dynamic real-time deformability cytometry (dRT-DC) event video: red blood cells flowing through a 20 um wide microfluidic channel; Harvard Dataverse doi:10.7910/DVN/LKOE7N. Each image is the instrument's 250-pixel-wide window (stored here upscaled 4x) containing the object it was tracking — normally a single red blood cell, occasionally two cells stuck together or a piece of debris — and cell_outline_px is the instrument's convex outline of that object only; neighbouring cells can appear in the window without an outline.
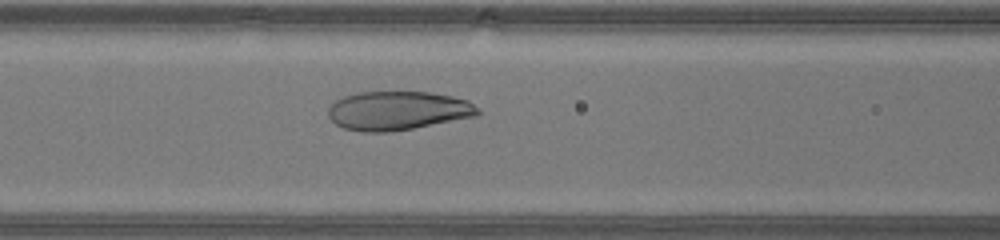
{"species": "human", "species_latin": "Homo sapiens", "temperature_condition": "warm", "stored_images_in_passage": 42, "camera_frame_rate_fps": 3000, "um_per_image_px": 0.085, "donor": {"sex": "male"}, "frame": {"image": 1, "passage_image": 16, "time_ms": 5.0, "image_size_px": [1000, 240], "cell_outline_px": [[480, 112], [476, 116], [392, 132], [364, 132], [344, 128], [336, 124], [328, 116], [328, 108], [336, 100], [344, 96], [356, 92], [432, 92], [452, 96], [468, 100]], "centroid_in_image_um": [33.79, 9.4], "position_along_channel_um": 132.8, "area_um2": 33.81}}
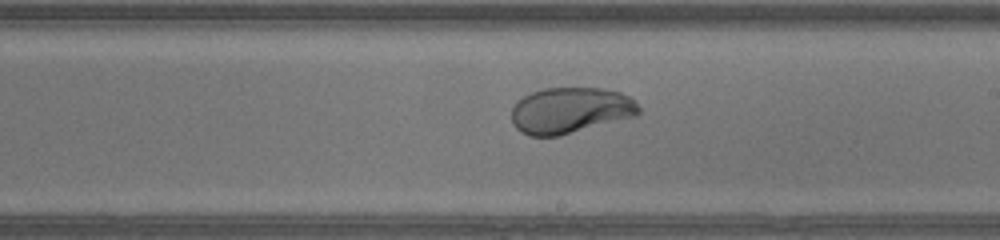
{"frame": {"image": 2, "passage_image": 23, "time_ms": 7.333, "image_size_px": [1000, 240], "cell_outline_px": [[640, 112], [636, 116], [560, 136], [528, 136], [520, 132], [512, 124], [512, 108], [524, 96], [532, 92], [544, 88], [604, 88], [620, 92], [636, 100], [640, 108]], "centroid_in_image_um": [48.5, 9.39], "position_along_channel_um": 240.5, "area_um2": 34.33}}
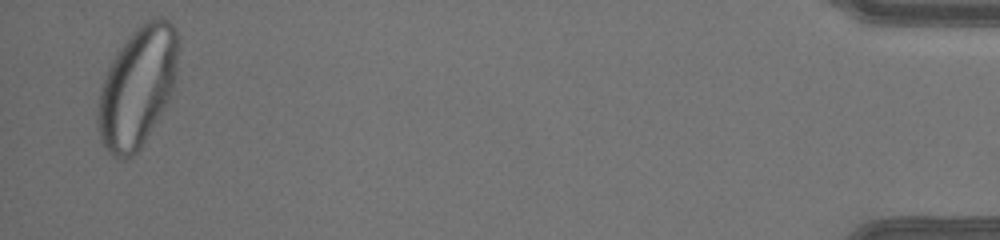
{"frame": {"image": 3, "passage_image": 41, "time_ms": 13.333, "image_size_px": [1000, 240], "cell_outline_px": [[180, 36], [176, 80], [168, 100], [164, 108], [140, 148], [132, 156], [124, 160], [112, 156], [108, 152], [100, 140], [96, 120], [96, 116], [100, 88], [112, 60], [120, 48], [132, 32], [144, 20], [152, 16], [164, 16], [172, 24]], "centroid_in_image_um": [11.7, 7.35], "position_along_channel_um": 423.5, "area_um2": 56.82}}